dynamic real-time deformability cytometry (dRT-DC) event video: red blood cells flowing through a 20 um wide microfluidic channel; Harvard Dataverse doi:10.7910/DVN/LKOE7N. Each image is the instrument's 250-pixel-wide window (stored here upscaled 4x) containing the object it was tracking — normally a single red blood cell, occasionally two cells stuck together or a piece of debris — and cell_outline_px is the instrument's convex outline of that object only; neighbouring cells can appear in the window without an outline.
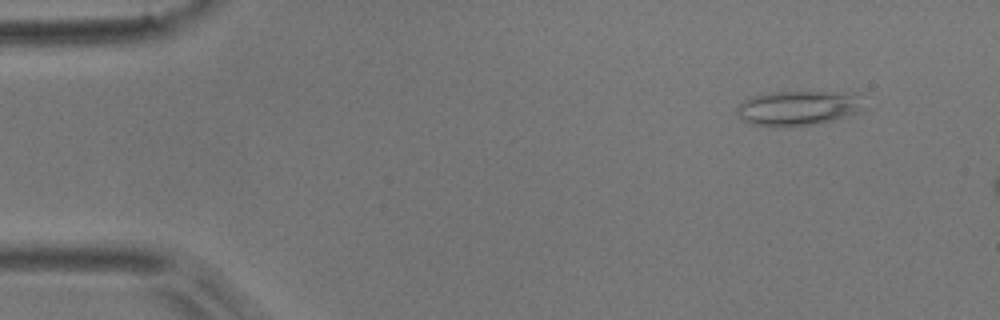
{"species": "common noctule bat (a hibernating species)", "species_latin": "Nyctalus noctula", "temperature_condition": "room temperature", "stored_images_in_passage": 11, "camera_frame_rate_fps": 3000, "um_per_image_px": 0.085, "animal": {"sex": "male", "body_mass_g": 17.9}, "frame": {"image": 1, "passage_image": 5, "time_ms": 1.333, "image_size_px": [1000, 320], "cell_outline_px": [[864, 112], [832, 120], [812, 124], [748, 124], [736, 112], [736, 108], [744, 100], [752, 96], [768, 92], [852, 92], [856, 96]], "centroid_in_image_um": [67.85, 9.15], "position_along_channel_um": 17.2, "area_um2": 24.91}}